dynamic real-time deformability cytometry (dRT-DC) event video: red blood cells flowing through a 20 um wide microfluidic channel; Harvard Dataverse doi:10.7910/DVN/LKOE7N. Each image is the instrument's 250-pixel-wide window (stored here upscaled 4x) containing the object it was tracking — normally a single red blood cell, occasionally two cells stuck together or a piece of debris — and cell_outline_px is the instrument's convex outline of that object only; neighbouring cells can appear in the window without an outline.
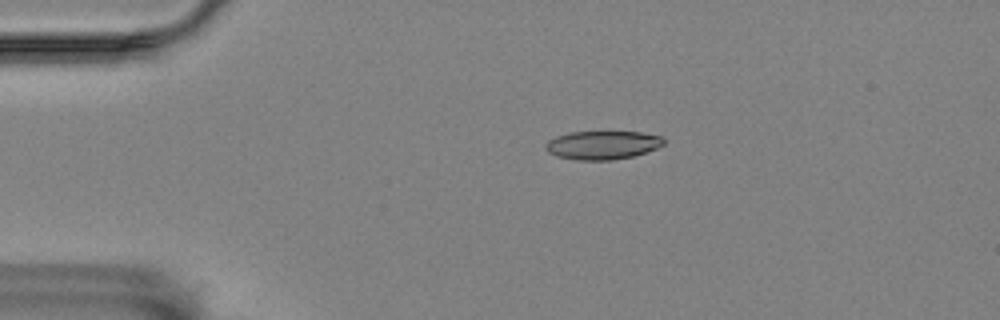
{"species": "Egyptian fruit bat (a non-hibernating species)", "species_latin": "Rousettus aegyptiacus", "temperature_condition": "room temperature", "stored_images_in_passage": 6, "camera_frame_rate_fps": 3000, "um_per_image_px": 0.085, "animal": {"sex": "female"}, "frame": {"image": 1, "passage_image": 4, "time_ms": 3.333, "image_size_px": [1000, 320], "cell_outline_px": [[664, 144], [656, 148], [632, 156], [612, 160], [576, 160], [556, 156], [548, 152], [544, 148], [544, 144], [548, 140], [556, 136], [568, 132], [640, 132], [664, 136]], "centroid_in_image_um": [51.17, 12.32], "position_along_channel_um": 33.8, "area_um2": 19.71}}
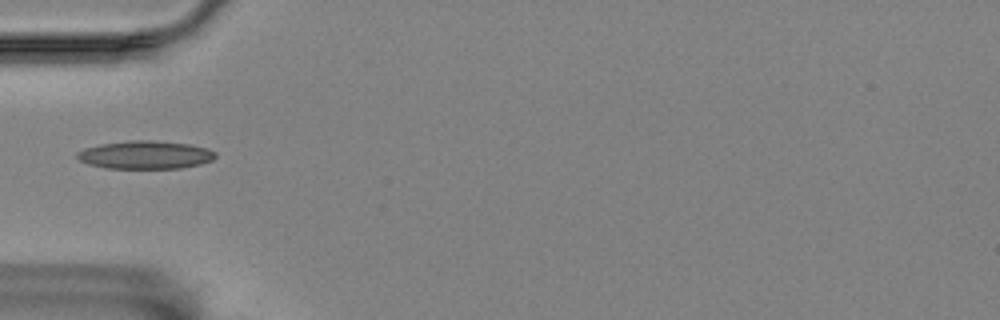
{"frame": {"image": 2, "passage_image": 6, "time_ms": 5.667, "image_size_px": [1000, 320], "cell_outline_px": [[216, 156], [212, 160], [200, 164], [180, 168], [104, 168], [88, 164], [80, 160], [76, 156], [76, 152], [84, 148], [100, 144], [132, 140], [152, 140], [192, 144], [208, 148], [216, 152]], "centroid_in_image_um": [12.36, 13.16], "position_along_channel_um": 72.6, "area_um2": 22.77}}